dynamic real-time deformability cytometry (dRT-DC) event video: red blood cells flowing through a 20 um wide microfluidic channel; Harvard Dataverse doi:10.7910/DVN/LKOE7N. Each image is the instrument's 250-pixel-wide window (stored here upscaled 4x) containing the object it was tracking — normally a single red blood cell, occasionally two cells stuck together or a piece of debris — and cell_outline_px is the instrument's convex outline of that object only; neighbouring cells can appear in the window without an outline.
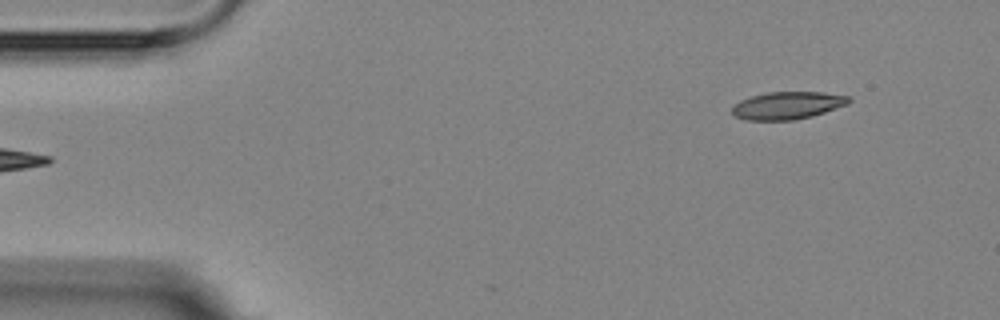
{"species": "Egyptian fruit bat (a non-hibernating species)", "species_latin": "Rousettus aegyptiacus", "temperature_condition": "room temperature", "stored_images_in_passage": 4, "camera_frame_rate_fps": 3000, "um_per_image_px": 0.085, "animal": {"sex": "female"}, "frame": {"image": 1, "passage_image": 4, "time_ms": 5.0, "image_size_px": [1000, 320], "cell_outline_px": [[852, 100], [848, 104], [812, 116], [792, 120], [744, 120], [736, 116], [732, 112], [732, 108], [740, 100], [752, 96], [768, 92], [820, 92], [848, 96]], "centroid_in_image_um": [66.94, 8.96], "position_along_channel_um": 18.1, "area_um2": 18.55}}